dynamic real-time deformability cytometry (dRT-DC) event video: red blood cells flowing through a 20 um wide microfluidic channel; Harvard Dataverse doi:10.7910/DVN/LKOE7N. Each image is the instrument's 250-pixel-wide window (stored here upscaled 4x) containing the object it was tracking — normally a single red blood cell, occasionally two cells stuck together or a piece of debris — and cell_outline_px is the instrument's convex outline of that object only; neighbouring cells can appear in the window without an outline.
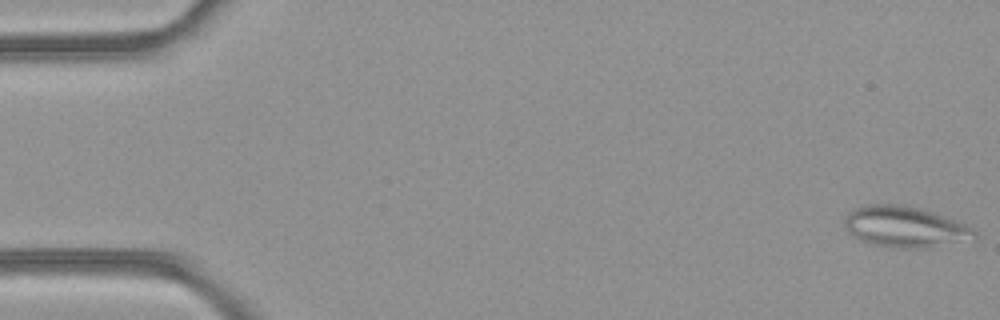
{"species": "common noctule bat (a hibernating species)", "species_latin": "Nyctalus noctula", "temperature_condition": "room temperature", "stored_images_in_passage": 6, "camera_frame_rate_fps": 3000, "um_per_image_px": 0.085, "animal": {"sex": "female", "body_mass_g": 21.9}, "frame": {"image": 1, "passage_image": 1, "time_ms": 0.0, "image_size_px": [1000, 320], "cell_outline_px": [[976, 240], [924, 248], [904, 248], [876, 244], [860, 240], [848, 232], [848, 212], [856, 208], [868, 204], [904, 204], [920, 208], [932, 212], [964, 224], [972, 228], [976, 232]], "centroid_in_image_um": [77.0, 19.28], "position_along_channel_um": 8.0, "area_um2": 30.52}}